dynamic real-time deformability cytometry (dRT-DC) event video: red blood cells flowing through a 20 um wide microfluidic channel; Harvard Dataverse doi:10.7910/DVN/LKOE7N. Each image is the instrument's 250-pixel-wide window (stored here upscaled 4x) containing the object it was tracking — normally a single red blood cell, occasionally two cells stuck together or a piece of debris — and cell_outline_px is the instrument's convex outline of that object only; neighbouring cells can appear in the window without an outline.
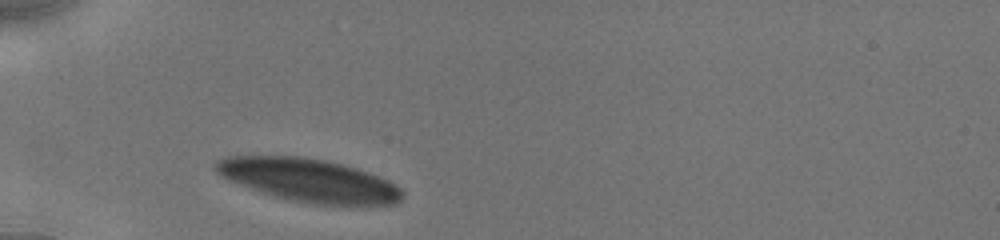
{"species": "human", "species_latin": "Homo sapiens", "temperature_condition": "cold", "stored_images_in_passage": 2, "camera_frame_rate_fps": 3000, "um_per_image_px": 0.085, "donor": {"sex": "male"}, "frame": {"image": 1, "passage_image": 1, "time_ms": 0.0, "image_size_px": [1000, 240], "cell_outline_px": [[404, 196], [396, 204], [360, 208], [312, 204], [288, 200], [228, 180], [220, 176], [212, 168], [212, 164], [216, 160], [228, 156], [300, 156], [324, 160], [344, 164], [368, 172], [388, 180], [400, 188]], "centroid_in_image_um": [26.31, 15.36], "position_along_channel_um": 58.7, "area_um2": 47.8}}